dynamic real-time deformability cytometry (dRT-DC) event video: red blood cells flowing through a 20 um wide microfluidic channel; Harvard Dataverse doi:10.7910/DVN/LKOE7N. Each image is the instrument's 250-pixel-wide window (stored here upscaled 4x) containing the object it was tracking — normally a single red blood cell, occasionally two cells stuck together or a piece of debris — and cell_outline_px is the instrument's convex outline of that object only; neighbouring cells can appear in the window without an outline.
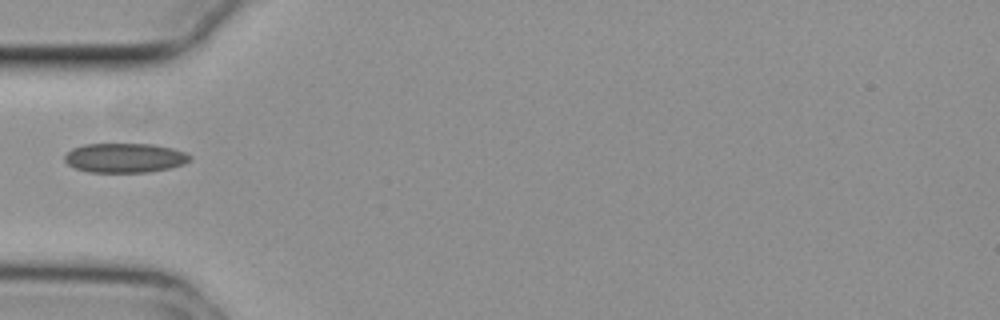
{"species": "common noctule bat (a hibernating species)", "species_latin": "Nyctalus noctula", "temperature_condition": "cold", "stored_images_in_passage": 22, "camera_frame_rate_fps": 3000, "um_per_image_px": 0.085, "animal": {"sex": "female", "body_mass_g": 29.2, "forearm_length_mm": 56.3}, "frame": {"image": 1, "passage_image": 1, "time_ms": 0.0, "image_size_px": [1000, 320], "cell_outline_px": [[192, 160], [184, 164], [168, 168], [148, 172], [88, 172], [76, 168], [68, 164], [64, 160], [64, 156], [72, 148], [84, 144], [152, 144], [172, 148], [184, 152], [192, 156]], "centroid_in_image_um": [10.61, 13.42], "position_along_channel_um": 74.4, "area_um2": 21.5}}
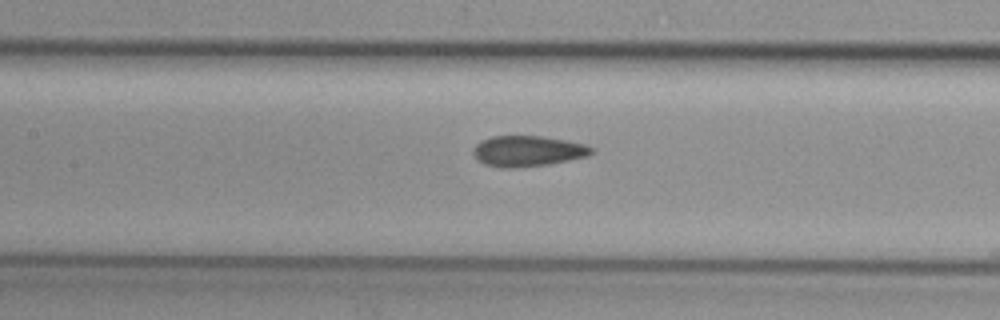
{"frame": {"image": 2, "passage_image": 8, "time_ms": 2.333, "image_size_px": [1000, 320], "cell_outline_px": [[592, 152], [588, 156], [548, 164], [516, 168], [500, 168], [484, 164], [476, 160], [472, 152], [472, 148], [480, 140], [492, 136], [540, 136], [564, 140], [584, 144], [592, 148]], "centroid_in_image_um": [44.77, 12.85], "position_along_channel_um": 162.6, "area_um2": 21.21}}
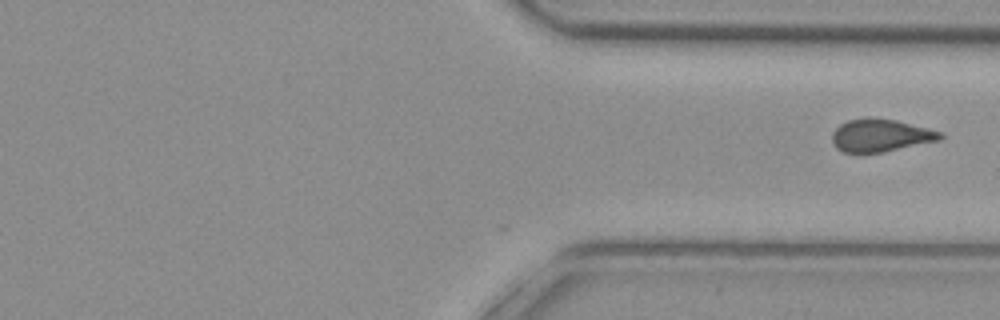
{"frame": {"image": 3, "passage_image": 22, "time_ms": 7.0, "image_size_px": [1000, 320], "cell_outline_px": [[944, 136], [940, 140], [864, 156], [860, 156], [844, 152], [836, 148], [832, 140], [832, 132], [840, 124], [848, 120], [868, 116], [872, 116], [896, 120], [940, 132]], "centroid_in_image_um": [74.77, 11.53], "position_along_channel_um": 336.6, "area_um2": 21.15}}